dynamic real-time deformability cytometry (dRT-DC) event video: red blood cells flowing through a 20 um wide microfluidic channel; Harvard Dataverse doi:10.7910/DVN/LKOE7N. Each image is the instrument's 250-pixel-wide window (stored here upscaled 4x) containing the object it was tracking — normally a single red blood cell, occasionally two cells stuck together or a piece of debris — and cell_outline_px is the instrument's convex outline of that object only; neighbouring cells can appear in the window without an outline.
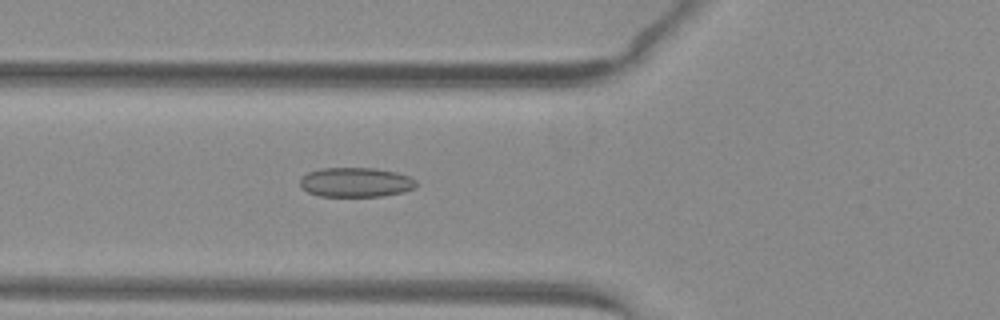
{"species": "common noctule bat (a hibernating species)", "species_latin": "Nyctalus noctula", "temperature_condition": "warm", "stored_images_in_passage": 52, "camera_frame_rate_fps": 3000, "um_per_image_px": 0.085, "animal": {"sex": "female", "body_mass_g": 29.2, "forearm_length_mm": 56.3}, "frame": {"image": 1, "passage_image": 20, "time_ms": 6.333, "image_size_px": [1000, 320], "cell_outline_px": [[416, 188], [404, 192], [380, 196], [320, 196], [308, 192], [300, 184], [300, 180], [308, 172], [320, 168], [376, 168], [396, 172], [408, 176], [416, 180]], "centroid_in_image_um": [30.27, 15.49], "position_along_channel_um": 95.5, "area_um2": 19.94}}
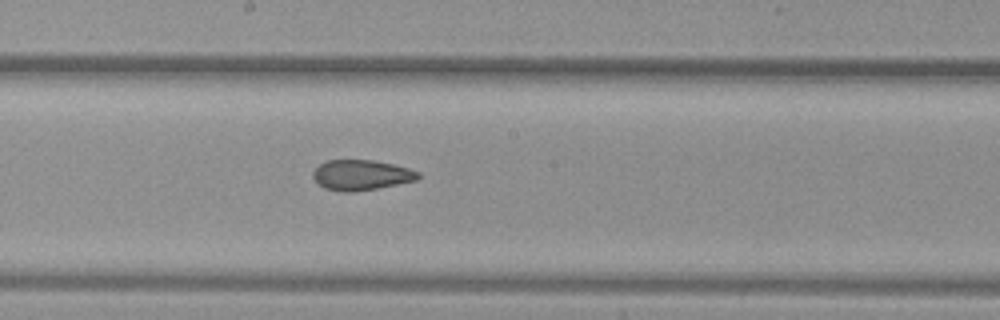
{"frame": {"image": 2, "passage_image": 29, "time_ms": 9.333, "image_size_px": [1000, 320], "cell_outline_px": [[420, 176], [416, 180], [376, 188], [352, 192], [340, 192], [324, 188], [316, 184], [312, 176], [312, 172], [320, 164], [328, 160], [372, 160], [396, 164], [420, 172]], "centroid_in_image_um": [30.67, 14.88], "position_along_channel_um": 217.5, "area_um2": 18.67}}
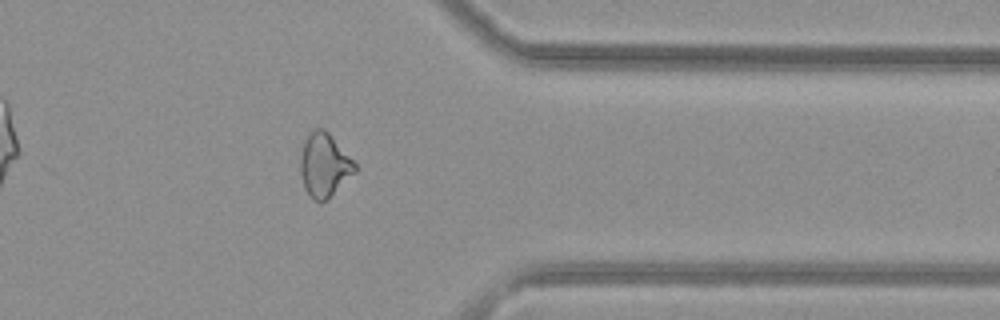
{"frame": {"image": 3, "passage_image": 42, "time_ms": 13.667, "image_size_px": [1000, 320], "cell_outline_px": [[356, 172], [320, 204], [312, 200], [304, 188], [300, 172], [300, 152], [304, 140], [316, 128], [324, 128], [328, 132], [356, 164]], "centroid_in_image_um": [27.53, 14.05], "position_along_channel_um": 383.9, "area_um2": 20.06}, "authors_computed_cell_mechanics": {"area_um2": 20.8369, "velocity_mm_per_s": 4.0531, "shape_relaxation_time_tau1_ms": null, "shape_relaxation_time_tau2_ms": 1.9244, "deformation_change_tau1": null, "deformation_change_tau2": 0.0871}}